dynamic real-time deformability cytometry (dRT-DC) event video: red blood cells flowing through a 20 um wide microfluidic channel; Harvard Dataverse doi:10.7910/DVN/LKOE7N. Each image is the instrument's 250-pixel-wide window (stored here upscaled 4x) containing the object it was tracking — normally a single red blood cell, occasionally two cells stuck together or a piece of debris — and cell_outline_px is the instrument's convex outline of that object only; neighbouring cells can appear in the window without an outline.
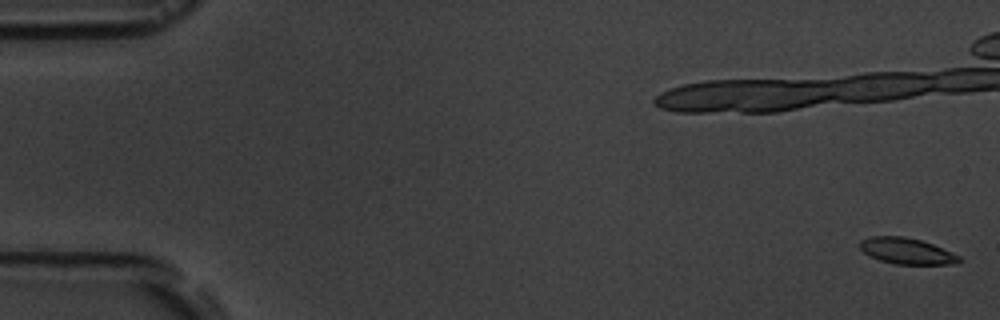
{"species": "common noctule bat (a hibernating species)", "species_latin": "Nyctalus noctula", "temperature_condition": "room temperature", "stored_images_in_passage": 7, "camera_frame_rate_fps": 3000, "um_per_image_px": 0.085, "animal": {"sex": "male", "body_mass_g": 19.5, "forearm_length_mm": 54.6}, "frame": {"image": 1, "passage_image": 1, "time_ms": 0.0, "image_size_px": [1000, 320], "cell_outline_px": [[964, 260], [948, 264], [896, 264], [880, 260], [864, 252], [860, 248], [860, 240], [872, 236], [904, 236], [920, 240], [932, 244], [960, 256]], "centroid_in_image_um": [77.06, 21.33], "position_along_channel_um": 7.9, "area_um2": 14.85}}
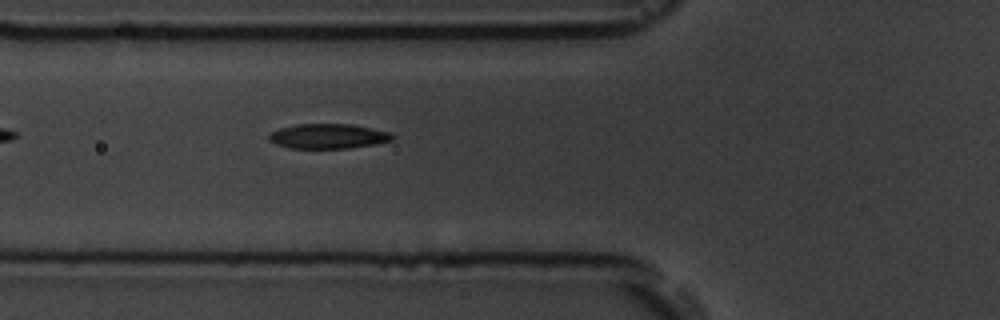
{"frame": {"image": 2, "passage_image": 7, "time_ms": 9.333, "image_size_px": [1000, 320], "cell_outline_px": [[396, 136], [392, 140], [376, 144], [348, 148], [292, 148], [276, 144], [268, 140], [268, 136], [272, 132], [280, 128], [296, 124], [352, 124], [372, 128], [388, 132]], "centroid_in_image_um": [27.9, 11.57], "position_along_channel_um": 97.9, "area_um2": 17.8}}